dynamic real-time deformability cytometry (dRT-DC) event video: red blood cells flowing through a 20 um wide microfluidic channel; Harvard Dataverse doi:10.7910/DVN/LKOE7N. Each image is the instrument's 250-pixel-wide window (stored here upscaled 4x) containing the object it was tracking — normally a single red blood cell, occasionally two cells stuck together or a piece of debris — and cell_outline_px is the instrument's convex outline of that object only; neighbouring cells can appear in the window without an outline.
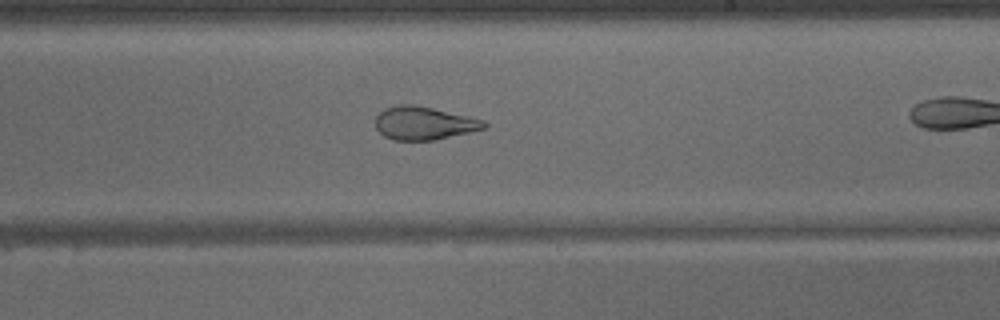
{"species": "common noctule bat (a hibernating species)", "species_latin": "Nyctalus noctula", "temperature_condition": "warm", "stored_images_in_passage": 36, "camera_frame_rate_fps": 3000, "um_per_image_px": 0.085, "animal": {"sex": "male", "body_mass_g": 15.6}, "frame": {"image": 1, "passage_image": 26, "time_ms": 8.333, "image_size_px": [1000, 320], "cell_outline_px": [[488, 128], [432, 140], [392, 140], [384, 136], [376, 128], [376, 116], [384, 108], [400, 104], [412, 104], [432, 108], [468, 116], [484, 120], [488, 124]], "centroid_in_image_um": [36.04, 10.47], "position_along_channel_um": 253.0, "area_um2": 20.92}}